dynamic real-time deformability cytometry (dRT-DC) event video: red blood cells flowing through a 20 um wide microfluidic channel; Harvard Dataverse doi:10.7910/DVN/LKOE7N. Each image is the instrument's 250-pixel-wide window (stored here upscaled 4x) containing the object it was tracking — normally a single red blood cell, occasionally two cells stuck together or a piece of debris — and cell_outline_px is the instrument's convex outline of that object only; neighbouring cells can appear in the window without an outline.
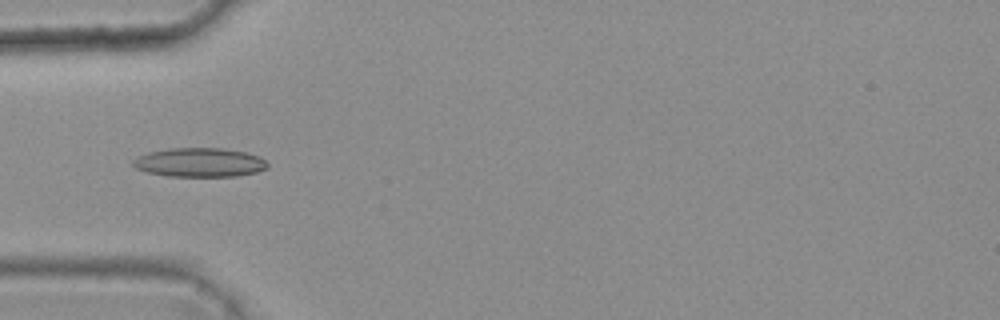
{"species": "common noctule bat (a hibernating species)", "species_latin": "Nyctalus noctula", "temperature_condition": "warm", "stored_images_in_passage": 6, "camera_frame_rate_fps": 3000, "um_per_image_px": 0.085, "animal": {"sex": "female", "body_mass_g": 25.1}, "frame": {"image": 1, "passage_image": 5, "time_ms": 1.333, "image_size_px": [1000, 320], "cell_outline_px": [[268, 168], [256, 172], [236, 176], [168, 176], [148, 172], [136, 168], [132, 164], [132, 160], [148, 152], [168, 148], [220, 148], [244, 152], [260, 156], [268, 164]], "centroid_in_image_um": [16.97, 13.8], "position_along_channel_um": 68.0, "area_um2": 22.66}}
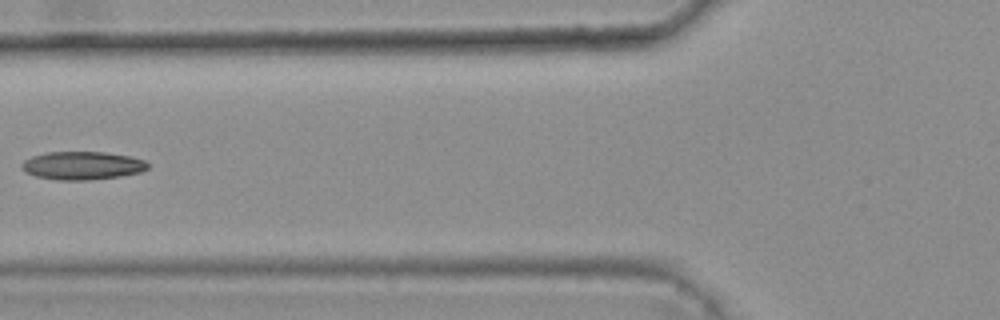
{"frame": {"image": 2, "passage_image": 6, "time_ms": 1.667, "image_size_px": [1000, 320], "cell_outline_px": [[148, 168], [140, 172], [120, 176], [88, 180], [56, 180], [36, 176], [20, 168], [20, 164], [24, 160], [32, 156], [48, 152], [104, 152], [128, 156], [144, 160], [148, 164]], "centroid_in_image_um": [6.97, 14.07], "position_along_channel_um": 118.8, "area_um2": 20.58}}